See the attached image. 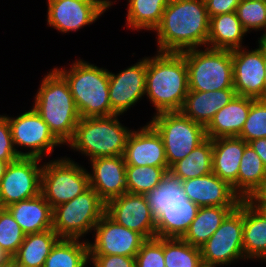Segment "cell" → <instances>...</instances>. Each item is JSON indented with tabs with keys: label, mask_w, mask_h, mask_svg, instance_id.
Segmentation results:
<instances>
[{
	"label": "cell",
	"mask_w": 266,
	"mask_h": 267,
	"mask_svg": "<svg viewBox=\"0 0 266 267\" xmlns=\"http://www.w3.org/2000/svg\"><path fill=\"white\" fill-rule=\"evenodd\" d=\"M187 199L199 207H237L242 200L232 187L213 172L182 181Z\"/></svg>",
	"instance_id": "d6986e66"
},
{
	"label": "cell",
	"mask_w": 266,
	"mask_h": 267,
	"mask_svg": "<svg viewBox=\"0 0 266 267\" xmlns=\"http://www.w3.org/2000/svg\"><path fill=\"white\" fill-rule=\"evenodd\" d=\"M241 0H204L209 18L235 12Z\"/></svg>",
	"instance_id": "7bdbcfd3"
},
{
	"label": "cell",
	"mask_w": 266,
	"mask_h": 267,
	"mask_svg": "<svg viewBox=\"0 0 266 267\" xmlns=\"http://www.w3.org/2000/svg\"><path fill=\"white\" fill-rule=\"evenodd\" d=\"M236 207H199L195 219L181 238L194 247L200 248L219 228L226 216Z\"/></svg>",
	"instance_id": "f546056e"
},
{
	"label": "cell",
	"mask_w": 266,
	"mask_h": 267,
	"mask_svg": "<svg viewBox=\"0 0 266 267\" xmlns=\"http://www.w3.org/2000/svg\"><path fill=\"white\" fill-rule=\"evenodd\" d=\"M11 136L17 154L20 157H35L43 159L54 152V147L63 145L51 132L47 123L32 107L17 117H9ZM30 149L28 152L18 150V147ZM23 147V148H22Z\"/></svg>",
	"instance_id": "8fae6325"
},
{
	"label": "cell",
	"mask_w": 266,
	"mask_h": 267,
	"mask_svg": "<svg viewBox=\"0 0 266 267\" xmlns=\"http://www.w3.org/2000/svg\"><path fill=\"white\" fill-rule=\"evenodd\" d=\"M235 97V89H221L209 92L188 90L180 112L206 127L213 116Z\"/></svg>",
	"instance_id": "603a6c76"
},
{
	"label": "cell",
	"mask_w": 266,
	"mask_h": 267,
	"mask_svg": "<svg viewBox=\"0 0 266 267\" xmlns=\"http://www.w3.org/2000/svg\"><path fill=\"white\" fill-rule=\"evenodd\" d=\"M59 239L53 229L27 234L13 258L19 267H43L52 247Z\"/></svg>",
	"instance_id": "f1b7e54d"
},
{
	"label": "cell",
	"mask_w": 266,
	"mask_h": 267,
	"mask_svg": "<svg viewBox=\"0 0 266 267\" xmlns=\"http://www.w3.org/2000/svg\"><path fill=\"white\" fill-rule=\"evenodd\" d=\"M44 160L20 157L9 163L0 183V207L6 208L41 193V173Z\"/></svg>",
	"instance_id": "7c38bea8"
},
{
	"label": "cell",
	"mask_w": 266,
	"mask_h": 267,
	"mask_svg": "<svg viewBox=\"0 0 266 267\" xmlns=\"http://www.w3.org/2000/svg\"><path fill=\"white\" fill-rule=\"evenodd\" d=\"M70 159L65 156L42 163L41 194L52 209L90 187L87 169Z\"/></svg>",
	"instance_id": "9c48e42d"
},
{
	"label": "cell",
	"mask_w": 266,
	"mask_h": 267,
	"mask_svg": "<svg viewBox=\"0 0 266 267\" xmlns=\"http://www.w3.org/2000/svg\"><path fill=\"white\" fill-rule=\"evenodd\" d=\"M266 181V168L253 148L248 144L241 158L238 178L237 195L242 200H251Z\"/></svg>",
	"instance_id": "83f0119b"
},
{
	"label": "cell",
	"mask_w": 266,
	"mask_h": 267,
	"mask_svg": "<svg viewBox=\"0 0 266 267\" xmlns=\"http://www.w3.org/2000/svg\"><path fill=\"white\" fill-rule=\"evenodd\" d=\"M106 203L89 187L72 200L53 208V230L60 238L81 239L105 214Z\"/></svg>",
	"instance_id": "52a82bcc"
},
{
	"label": "cell",
	"mask_w": 266,
	"mask_h": 267,
	"mask_svg": "<svg viewBox=\"0 0 266 267\" xmlns=\"http://www.w3.org/2000/svg\"><path fill=\"white\" fill-rule=\"evenodd\" d=\"M120 115L80 118L69 148L87 156L88 160L123 156L132 129L123 126Z\"/></svg>",
	"instance_id": "5b68a950"
},
{
	"label": "cell",
	"mask_w": 266,
	"mask_h": 267,
	"mask_svg": "<svg viewBox=\"0 0 266 267\" xmlns=\"http://www.w3.org/2000/svg\"><path fill=\"white\" fill-rule=\"evenodd\" d=\"M105 213L116 223L142 234L156 237V219L151 214L144 194L126 192L106 203Z\"/></svg>",
	"instance_id": "e0dca14e"
},
{
	"label": "cell",
	"mask_w": 266,
	"mask_h": 267,
	"mask_svg": "<svg viewBox=\"0 0 266 267\" xmlns=\"http://www.w3.org/2000/svg\"><path fill=\"white\" fill-rule=\"evenodd\" d=\"M18 158L20 156L13 144L8 118L6 114L0 115V159L11 163Z\"/></svg>",
	"instance_id": "60d3db41"
},
{
	"label": "cell",
	"mask_w": 266,
	"mask_h": 267,
	"mask_svg": "<svg viewBox=\"0 0 266 267\" xmlns=\"http://www.w3.org/2000/svg\"><path fill=\"white\" fill-rule=\"evenodd\" d=\"M89 161L92 170L89 173L90 187L105 203L127 192L123 156L94 158Z\"/></svg>",
	"instance_id": "ffe728a7"
},
{
	"label": "cell",
	"mask_w": 266,
	"mask_h": 267,
	"mask_svg": "<svg viewBox=\"0 0 266 267\" xmlns=\"http://www.w3.org/2000/svg\"><path fill=\"white\" fill-rule=\"evenodd\" d=\"M258 42L261 44L266 45V30L263 31V33L261 34L260 38H258Z\"/></svg>",
	"instance_id": "f907efd6"
},
{
	"label": "cell",
	"mask_w": 266,
	"mask_h": 267,
	"mask_svg": "<svg viewBox=\"0 0 266 267\" xmlns=\"http://www.w3.org/2000/svg\"><path fill=\"white\" fill-rule=\"evenodd\" d=\"M136 267H166L164 262V238L147 239L135 256Z\"/></svg>",
	"instance_id": "ab89813d"
},
{
	"label": "cell",
	"mask_w": 266,
	"mask_h": 267,
	"mask_svg": "<svg viewBox=\"0 0 266 267\" xmlns=\"http://www.w3.org/2000/svg\"><path fill=\"white\" fill-rule=\"evenodd\" d=\"M238 137L246 143L266 138V100L255 99L252 102L244 127Z\"/></svg>",
	"instance_id": "f35d334b"
},
{
	"label": "cell",
	"mask_w": 266,
	"mask_h": 267,
	"mask_svg": "<svg viewBox=\"0 0 266 267\" xmlns=\"http://www.w3.org/2000/svg\"><path fill=\"white\" fill-rule=\"evenodd\" d=\"M114 4L111 0H55L47 3V25L62 33L93 24Z\"/></svg>",
	"instance_id": "4fadbf2b"
},
{
	"label": "cell",
	"mask_w": 266,
	"mask_h": 267,
	"mask_svg": "<svg viewBox=\"0 0 266 267\" xmlns=\"http://www.w3.org/2000/svg\"><path fill=\"white\" fill-rule=\"evenodd\" d=\"M236 13L247 33L266 30V1L241 0Z\"/></svg>",
	"instance_id": "74e56055"
},
{
	"label": "cell",
	"mask_w": 266,
	"mask_h": 267,
	"mask_svg": "<svg viewBox=\"0 0 266 267\" xmlns=\"http://www.w3.org/2000/svg\"><path fill=\"white\" fill-rule=\"evenodd\" d=\"M6 208L25 235L53 229V209L41 193L34 198L19 201Z\"/></svg>",
	"instance_id": "d4e9b609"
},
{
	"label": "cell",
	"mask_w": 266,
	"mask_h": 267,
	"mask_svg": "<svg viewBox=\"0 0 266 267\" xmlns=\"http://www.w3.org/2000/svg\"><path fill=\"white\" fill-rule=\"evenodd\" d=\"M243 252L266 263V213L251 200H243Z\"/></svg>",
	"instance_id": "cb8c5ba5"
},
{
	"label": "cell",
	"mask_w": 266,
	"mask_h": 267,
	"mask_svg": "<svg viewBox=\"0 0 266 267\" xmlns=\"http://www.w3.org/2000/svg\"><path fill=\"white\" fill-rule=\"evenodd\" d=\"M247 145L240 137L213 139L212 172L227 182L236 194L239 166Z\"/></svg>",
	"instance_id": "44dd1931"
},
{
	"label": "cell",
	"mask_w": 266,
	"mask_h": 267,
	"mask_svg": "<svg viewBox=\"0 0 266 267\" xmlns=\"http://www.w3.org/2000/svg\"><path fill=\"white\" fill-rule=\"evenodd\" d=\"M123 158L126 165L168 167L162 138L149 123L131 130Z\"/></svg>",
	"instance_id": "ac0fdd59"
},
{
	"label": "cell",
	"mask_w": 266,
	"mask_h": 267,
	"mask_svg": "<svg viewBox=\"0 0 266 267\" xmlns=\"http://www.w3.org/2000/svg\"><path fill=\"white\" fill-rule=\"evenodd\" d=\"M93 267H136L135 257L121 255H89Z\"/></svg>",
	"instance_id": "b9f144b4"
},
{
	"label": "cell",
	"mask_w": 266,
	"mask_h": 267,
	"mask_svg": "<svg viewBox=\"0 0 266 267\" xmlns=\"http://www.w3.org/2000/svg\"><path fill=\"white\" fill-rule=\"evenodd\" d=\"M188 69V88L209 92L234 89L231 50L205 47L181 52Z\"/></svg>",
	"instance_id": "8992f818"
},
{
	"label": "cell",
	"mask_w": 266,
	"mask_h": 267,
	"mask_svg": "<svg viewBox=\"0 0 266 267\" xmlns=\"http://www.w3.org/2000/svg\"><path fill=\"white\" fill-rule=\"evenodd\" d=\"M151 214L156 219L168 205L186 204L182 180L168 171L161 182L144 194Z\"/></svg>",
	"instance_id": "836d02e7"
},
{
	"label": "cell",
	"mask_w": 266,
	"mask_h": 267,
	"mask_svg": "<svg viewBox=\"0 0 266 267\" xmlns=\"http://www.w3.org/2000/svg\"><path fill=\"white\" fill-rule=\"evenodd\" d=\"M254 98L238 96L221 108L205 127L207 138L238 137Z\"/></svg>",
	"instance_id": "7402d4cb"
},
{
	"label": "cell",
	"mask_w": 266,
	"mask_h": 267,
	"mask_svg": "<svg viewBox=\"0 0 266 267\" xmlns=\"http://www.w3.org/2000/svg\"><path fill=\"white\" fill-rule=\"evenodd\" d=\"M188 69L184 55L157 52L147 57L145 95L156 113L180 111L188 94Z\"/></svg>",
	"instance_id": "7a4b0ae2"
},
{
	"label": "cell",
	"mask_w": 266,
	"mask_h": 267,
	"mask_svg": "<svg viewBox=\"0 0 266 267\" xmlns=\"http://www.w3.org/2000/svg\"><path fill=\"white\" fill-rule=\"evenodd\" d=\"M67 81L81 118L111 116L108 69L79 59L69 69L54 67Z\"/></svg>",
	"instance_id": "277c9868"
},
{
	"label": "cell",
	"mask_w": 266,
	"mask_h": 267,
	"mask_svg": "<svg viewBox=\"0 0 266 267\" xmlns=\"http://www.w3.org/2000/svg\"><path fill=\"white\" fill-rule=\"evenodd\" d=\"M204 266H228L246 260L243 252V200L200 247Z\"/></svg>",
	"instance_id": "30bf717a"
},
{
	"label": "cell",
	"mask_w": 266,
	"mask_h": 267,
	"mask_svg": "<svg viewBox=\"0 0 266 267\" xmlns=\"http://www.w3.org/2000/svg\"><path fill=\"white\" fill-rule=\"evenodd\" d=\"M94 242L88 241L89 255H121L135 257L147 240L111 219L106 213L93 228Z\"/></svg>",
	"instance_id": "5bb4252c"
},
{
	"label": "cell",
	"mask_w": 266,
	"mask_h": 267,
	"mask_svg": "<svg viewBox=\"0 0 266 267\" xmlns=\"http://www.w3.org/2000/svg\"><path fill=\"white\" fill-rule=\"evenodd\" d=\"M25 233L7 208L0 207V247L13 257L22 244Z\"/></svg>",
	"instance_id": "8d00e7d4"
},
{
	"label": "cell",
	"mask_w": 266,
	"mask_h": 267,
	"mask_svg": "<svg viewBox=\"0 0 266 267\" xmlns=\"http://www.w3.org/2000/svg\"><path fill=\"white\" fill-rule=\"evenodd\" d=\"M199 206L186 199V204L168 205L156 218V237L182 238L195 219Z\"/></svg>",
	"instance_id": "4316f807"
},
{
	"label": "cell",
	"mask_w": 266,
	"mask_h": 267,
	"mask_svg": "<svg viewBox=\"0 0 266 267\" xmlns=\"http://www.w3.org/2000/svg\"><path fill=\"white\" fill-rule=\"evenodd\" d=\"M11 256L0 247V264L6 262Z\"/></svg>",
	"instance_id": "c3c4849f"
},
{
	"label": "cell",
	"mask_w": 266,
	"mask_h": 267,
	"mask_svg": "<svg viewBox=\"0 0 266 267\" xmlns=\"http://www.w3.org/2000/svg\"><path fill=\"white\" fill-rule=\"evenodd\" d=\"M251 201L255 204H266V181L262 188L253 196Z\"/></svg>",
	"instance_id": "f6af8a7d"
},
{
	"label": "cell",
	"mask_w": 266,
	"mask_h": 267,
	"mask_svg": "<svg viewBox=\"0 0 266 267\" xmlns=\"http://www.w3.org/2000/svg\"><path fill=\"white\" fill-rule=\"evenodd\" d=\"M149 124L162 138L169 169L207 138L205 127L180 111L157 113Z\"/></svg>",
	"instance_id": "ba28073f"
},
{
	"label": "cell",
	"mask_w": 266,
	"mask_h": 267,
	"mask_svg": "<svg viewBox=\"0 0 266 267\" xmlns=\"http://www.w3.org/2000/svg\"><path fill=\"white\" fill-rule=\"evenodd\" d=\"M0 267H19V265L13 257H10L6 262L0 264Z\"/></svg>",
	"instance_id": "bcb514c9"
},
{
	"label": "cell",
	"mask_w": 266,
	"mask_h": 267,
	"mask_svg": "<svg viewBox=\"0 0 266 267\" xmlns=\"http://www.w3.org/2000/svg\"><path fill=\"white\" fill-rule=\"evenodd\" d=\"M210 18L204 0H171L154 32L157 52L207 47Z\"/></svg>",
	"instance_id": "6da1fadb"
},
{
	"label": "cell",
	"mask_w": 266,
	"mask_h": 267,
	"mask_svg": "<svg viewBox=\"0 0 266 267\" xmlns=\"http://www.w3.org/2000/svg\"><path fill=\"white\" fill-rule=\"evenodd\" d=\"M147 57L114 74H109L111 115H122L145 95Z\"/></svg>",
	"instance_id": "2e32d148"
},
{
	"label": "cell",
	"mask_w": 266,
	"mask_h": 267,
	"mask_svg": "<svg viewBox=\"0 0 266 267\" xmlns=\"http://www.w3.org/2000/svg\"><path fill=\"white\" fill-rule=\"evenodd\" d=\"M246 50L241 47L231 50L233 62V86L238 96L264 100V44Z\"/></svg>",
	"instance_id": "9a60e30c"
},
{
	"label": "cell",
	"mask_w": 266,
	"mask_h": 267,
	"mask_svg": "<svg viewBox=\"0 0 266 267\" xmlns=\"http://www.w3.org/2000/svg\"><path fill=\"white\" fill-rule=\"evenodd\" d=\"M246 33L236 11L210 17L207 47L226 50L244 47Z\"/></svg>",
	"instance_id": "484cf974"
},
{
	"label": "cell",
	"mask_w": 266,
	"mask_h": 267,
	"mask_svg": "<svg viewBox=\"0 0 266 267\" xmlns=\"http://www.w3.org/2000/svg\"><path fill=\"white\" fill-rule=\"evenodd\" d=\"M81 240L60 238L52 247L43 267H86L90 263L88 239Z\"/></svg>",
	"instance_id": "d6a6232c"
},
{
	"label": "cell",
	"mask_w": 266,
	"mask_h": 267,
	"mask_svg": "<svg viewBox=\"0 0 266 267\" xmlns=\"http://www.w3.org/2000/svg\"><path fill=\"white\" fill-rule=\"evenodd\" d=\"M256 205L266 213V204H256Z\"/></svg>",
	"instance_id": "816d5d0a"
},
{
	"label": "cell",
	"mask_w": 266,
	"mask_h": 267,
	"mask_svg": "<svg viewBox=\"0 0 266 267\" xmlns=\"http://www.w3.org/2000/svg\"><path fill=\"white\" fill-rule=\"evenodd\" d=\"M168 171V167L126 165L127 192L145 194L151 191Z\"/></svg>",
	"instance_id": "d590c367"
},
{
	"label": "cell",
	"mask_w": 266,
	"mask_h": 267,
	"mask_svg": "<svg viewBox=\"0 0 266 267\" xmlns=\"http://www.w3.org/2000/svg\"><path fill=\"white\" fill-rule=\"evenodd\" d=\"M213 139L206 138L185 158L174 163L169 171L182 181L212 173Z\"/></svg>",
	"instance_id": "4dcf8cb0"
},
{
	"label": "cell",
	"mask_w": 266,
	"mask_h": 267,
	"mask_svg": "<svg viewBox=\"0 0 266 267\" xmlns=\"http://www.w3.org/2000/svg\"><path fill=\"white\" fill-rule=\"evenodd\" d=\"M171 0H127L126 25L129 29L154 31Z\"/></svg>",
	"instance_id": "1f68e13d"
},
{
	"label": "cell",
	"mask_w": 266,
	"mask_h": 267,
	"mask_svg": "<svg viewBox=\"0 0 266 267\" xmlns=\"http://www.w3.org/2000/svg\"><path fill=\"white\" fill-rule=\"evenodd\" d=\"M8 165H9V162L3 161L0 159V183H1L2 178L5 175V171H6Z\"/></svg>",
	"instance_id": "7dc6e473"
},
{
	"label": "cell",
	"mask_w": 266,
	"mask_h": 267,
	"mask_svg": "<svg viewBox=\"0 0 266 267\" xmlns=\"http://www.w3.org/2000/svg\"><path fill=\"white\" fill-rule=\"evenodd\" d=\"M34 98V110L53 135L63 145L68 144L81 117L65 78L55 68L51 69L41 80Z\"/></svg>",
	"instance_id": "3957f363"
},
{
	"label": "cell",
	"mask_w": 266,
	"mask_h": 267,
	"mask_svg": "<svg viewBox=\"0 0 266 267\" xmlns=\"http://www.w3.org/2000/svg\"><path fill=\"white\" fill-rule=\"evenodd\" d=\"M248 144L258 154L266 168V138L256 139L248 142Z\"/></svg>",
	"instance_id": "ee69618b"
},
{
	"label": "cell",
	"mask_w": 266,
	"mask_h": 267,
	"mask_svg": "<svg viewBox=\"0 0 266 267\" xmlns=\"http://www.w3.org/2000/svg\"><path fill=\"white\" fill-rule=\"evenodd\" d=\"M264 62H265V71H266V45H264ZM264 100H266V75L264 80Z\"/></svg>",
	"instance_id": "681fc988"
},
{
	"label": "cell",
	"mask_w": 266,
	"mask_h": 267,
	"mask_svg": "<svg viewBox=\"0 0 266 267\" xmlns=\"http://www.w3.org/2000/svg\"><path fill=\"white\" fill-rule=\"evenodd\" d=\"M164 262L166 267H203L200 248L181 238H164Z\"/></svg>",
	"instance_id": "e575fe53"
}]
</instances>
